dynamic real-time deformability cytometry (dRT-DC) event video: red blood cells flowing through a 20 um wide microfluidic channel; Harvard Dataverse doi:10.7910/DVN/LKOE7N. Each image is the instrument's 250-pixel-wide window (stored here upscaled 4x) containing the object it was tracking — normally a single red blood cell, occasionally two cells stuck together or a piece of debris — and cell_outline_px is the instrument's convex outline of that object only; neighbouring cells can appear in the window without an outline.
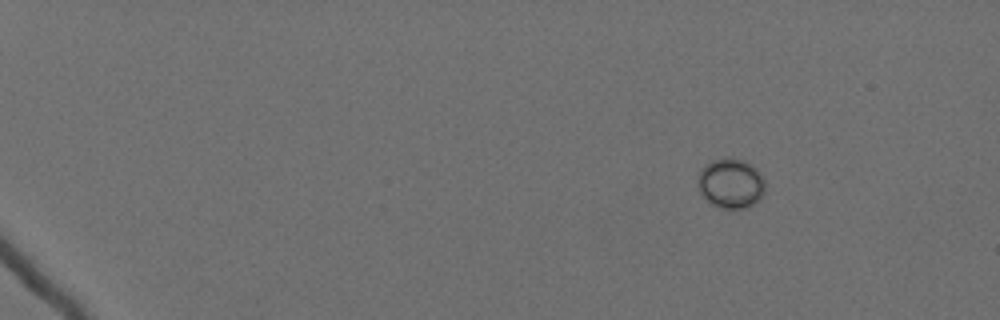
{"species": "Egyptian fruit bat (a non-hibernating species)", "species_latin": "Rousettus aegyptiacus", "temperature_condition": "cold", "stored_images_in_passage": 53, "camera_frame_rate_fps": 3000, "um_per_image_px": 0.085, "animal": {"sex": "female"}, "frame": {"image": 1, "passage_image": 1, "time_ms": 0.0, "image_size_px": [1000, 320], "cell_outline_px": [[764, 192], [760, 200], [744, 208], [720, 208], [708, 204], [700, 192], [696, 184], [696, 176], [700, 168], [704, 164], [712, 160], [724, 156], [744, 160], [752, 164], [764, 176]], "centroid_in_image_um": [62.07, 15.56], "position_along_channel_um": 22.9, "area_um2": 20.29}}
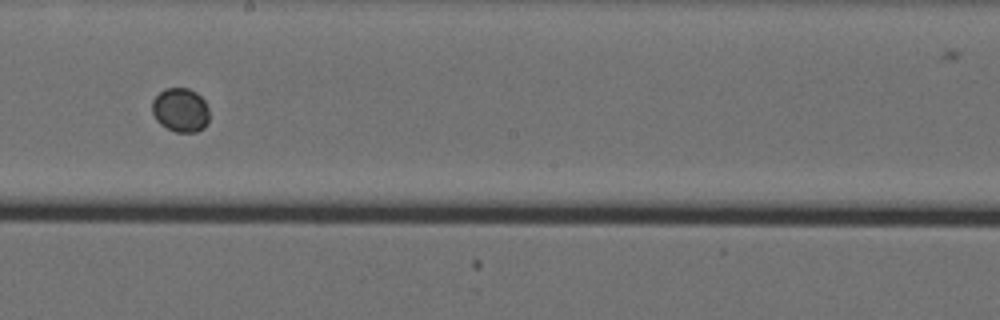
{"frame": {"image": 2, "passage_image": 31, "time_ms": 10.0, "image_size_px": [1000, 320], "cell_outline_px": [[208, 124], [204, 128], [196, 132], [176, 132], [160, 124], [156, 120], [152, 112], [152, 100], [164, 88], [188, 88], [196, 92], [204, 100], [208, 108]], "centroid_in_image_um": [15.34, 9.35], "position_along_channel_um": 232.9, "area_um2": 14.74}}
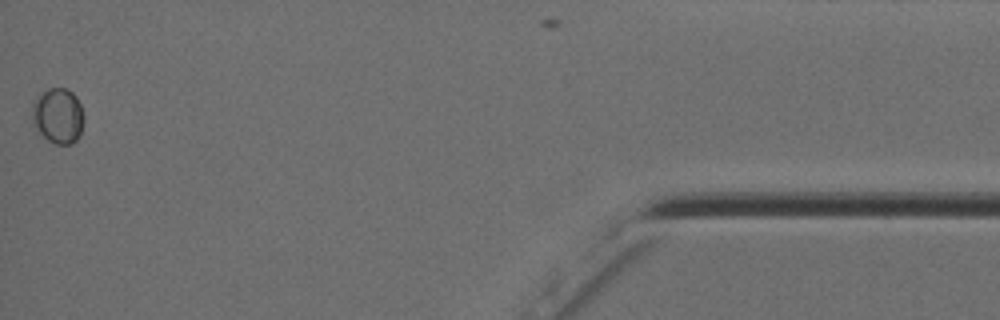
{"frame": {"image": 3, "passage_image": 53, "time_ms": 17.333, "image_size_px": [1000, 320], "cell_outline_px": [[84, 120], [80, 136], [72, 144], [56, 144], [48, 140], [40, 132], [32, 120], [32, 104], [36, 96], [48, 88], [64, 88], [72, 92], [76, 96], [80, 104], [84, 116]], "centroid_in_image_um": [4.95, 9.83], "position_along_channel_um": 430.3, "area_um2": 16.76}}